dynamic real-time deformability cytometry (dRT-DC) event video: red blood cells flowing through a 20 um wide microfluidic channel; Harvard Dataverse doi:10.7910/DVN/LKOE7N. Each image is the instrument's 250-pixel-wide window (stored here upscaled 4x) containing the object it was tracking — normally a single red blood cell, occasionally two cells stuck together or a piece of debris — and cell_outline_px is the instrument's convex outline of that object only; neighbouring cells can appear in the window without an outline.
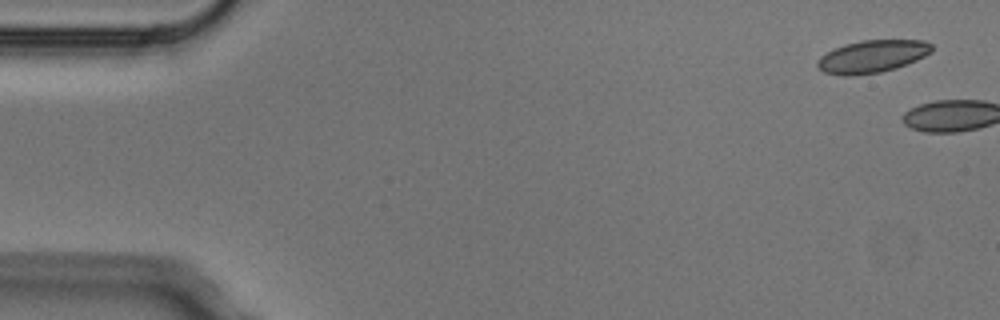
{"species": "Egyptian fruit bat (a non-hibernating species)", "species_latin": "Rousettus aegyptiacus", "temperature_condition": "cold", "stored_images_in_passage": 5, "camera_frame_rate_fps": 3000, "um_per_image_px": 0.085, "animal": {"sex": "male"}, "frame": {"image": 1, "passage_image": 1, "time_ms": 0.0, "image_size_px": [1000, 320], "cell_outline_px": [[932, 52], [916, 60], [896, 68], [880, 72], [848, 76], [824, 72], [816, 64], [816, 60], [820, 56], [844, 44], [860, 40], [924, 40], [932, 44]], "centroid_in_image_um": [74.14, 4.78], "position_along_channel_um": 10.9, "area_um2": 21.56}}